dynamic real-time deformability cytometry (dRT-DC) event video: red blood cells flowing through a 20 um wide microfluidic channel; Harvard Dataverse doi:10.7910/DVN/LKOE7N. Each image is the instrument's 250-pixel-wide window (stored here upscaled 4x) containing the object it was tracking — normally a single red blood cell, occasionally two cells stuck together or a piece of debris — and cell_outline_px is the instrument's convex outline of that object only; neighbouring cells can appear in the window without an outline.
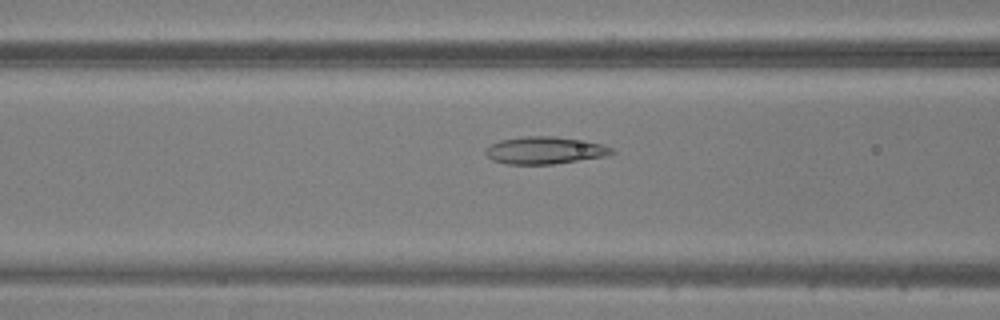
{"species": "common noctule bat (a hibernating species)", "species_latin": "Nyctalus noctula", "temperature_condition": "warm", "stored_images_in_passage": 47, "camera_frame_rate_fps": 3000, "um_per_image_px": 0.085, "animal": {"sex": "male", "body_mass_g": 20.5, "forearm_length_mm": 52.5}, "frame": {"image": 1, "passage_image": 18, "time_ms": 5.667, "image_size_px": [1000, 320], "cell_outline_px": [[616, 152], [608, 156], [552, 164], [508, 164], [492, 160], [484, 152], [484, 148], [500, 140], [524, 136], [556, 136], [600, 144], [612, 148]], "centroid_in_image_um": [46.29, 12.78], "position_along_channel_um": 120.3, "area_um2": 20.0}}
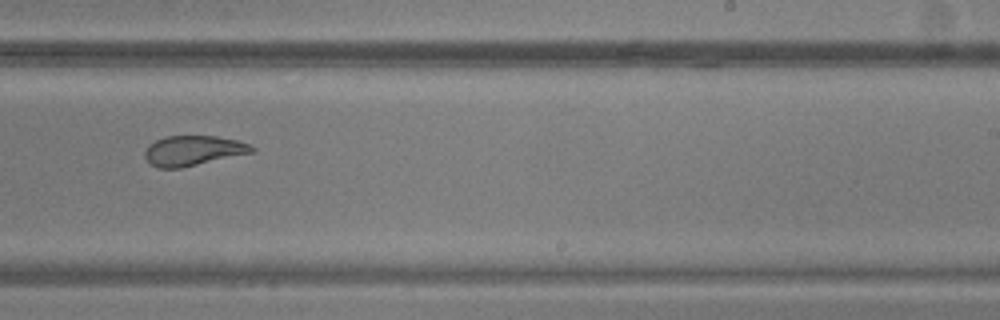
{"frame": {"image": 2, "passage_image": 29, "time_ms": 9.333, "image_size_px": [1000, 320], "cell_outline_px": [[256, 152], [180, 168], [156, 168], [144, 156], [144, 152], [148, 144], [164, 136], [216, 136], [236, 140], [248, 144], [256, 148]], "centroid_in_image_um": [16.42, 12.8], "position_along_channel_um": 272.6, "area_um2": 18.79}}
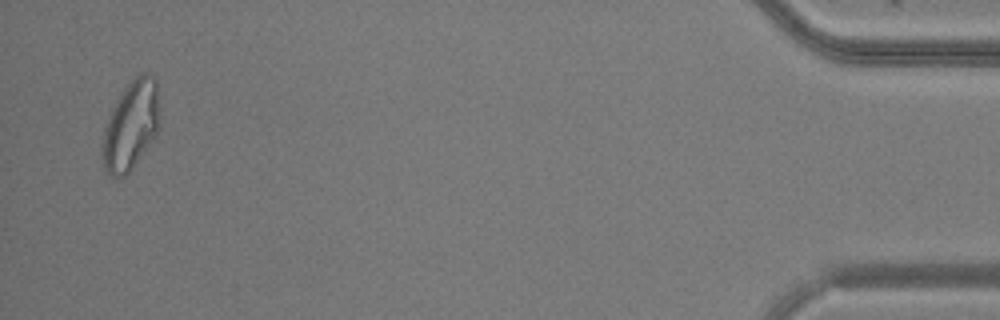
{"frame": {"image": 3, "passage_image": 46, "time_ms": 15.0, "image_size_px": [1000, 320], "cell_outline_px": [[160, 120], [156, 136], [132, 168], [124, 176], [108, 176], [104, 168], [100, 152], [100, 148], [104, 124], [116, 100], [124, 88], [140, 72], [152, 72], [156, 76], [160, 116]], "centroid_in_image_um": [11.12, 10.64], "position_along_channel_um": 424.1, "area_um2": 30.46}}